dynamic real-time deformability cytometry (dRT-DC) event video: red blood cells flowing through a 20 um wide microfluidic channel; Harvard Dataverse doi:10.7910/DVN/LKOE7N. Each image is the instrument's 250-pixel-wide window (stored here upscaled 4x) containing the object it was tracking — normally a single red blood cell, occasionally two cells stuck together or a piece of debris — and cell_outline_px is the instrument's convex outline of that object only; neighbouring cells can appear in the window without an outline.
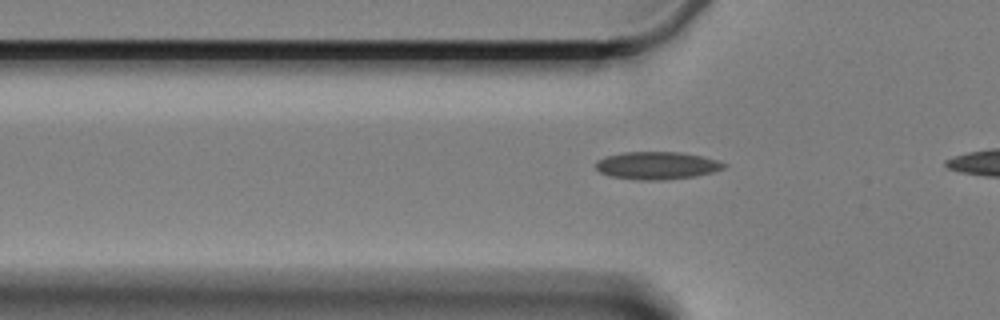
{"species": "Egyptian fruit bat (a non-hibernating species)", "species_latin": "Rousettus aegyptiacus", "temperature_condition": "cold", "stored_images_in_passage": 13, "camera_frame_rate_fps": 3000, "um_per_image_px": 0.085, "animal": {"sex": "female"}, "frame": {"image": 1, "passage_image": 10, "time_ms": 3.0, "image_size_px": [1000, 320], "cell_outline_px": [[728, 164], [724, 168], [712, 172], [696, 176], [664, 180], [636, 180], [608, 176], [600, 172], [596, 168], [596, 160], [604, 156], [624, 152], [680, 152], [700, 156], [716, 160]], "centroid_in_image_um": [55.8, 14.07], "position_along_channel_um": 70.0, "area_um2": 20.75}}